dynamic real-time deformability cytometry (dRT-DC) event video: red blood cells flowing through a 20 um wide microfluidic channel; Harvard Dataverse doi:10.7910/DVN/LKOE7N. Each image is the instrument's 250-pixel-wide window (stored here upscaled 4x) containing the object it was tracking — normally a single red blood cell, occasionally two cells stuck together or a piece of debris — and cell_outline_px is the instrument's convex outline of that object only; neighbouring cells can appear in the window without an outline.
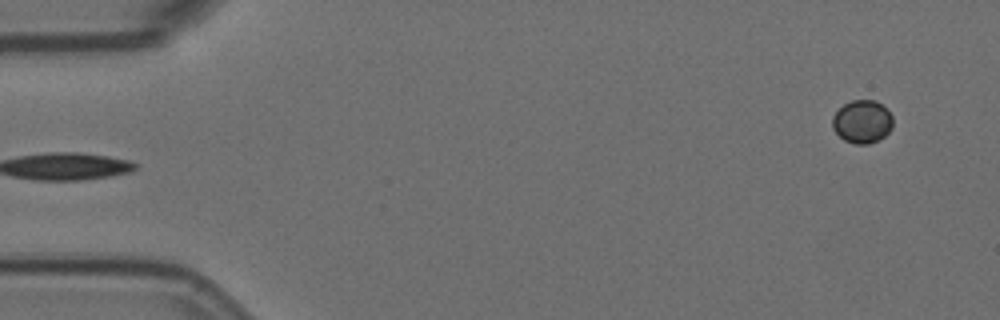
{"species": "Egyptian fruit bat (a non-hibernating species)", "species_latin": "Rousettus aegyptiacus", "temperature_condition": "room temperature", "stored_images_in_passage": 3, "camera_frame_rate_fps": 3000, "um_per_image_px": 0.085, "animal": {"sex": "female"}, "frame": {"image": 1, "passage_image": 3, "time_ms": 0.667, "image_size_px": [1000, 320], "cell_outline_px": [[892, 128], [880, 140], [868, 144], [856, 144], [844, 140], [832, 128], [832, 116], [844, 104], [852, 100], [876, 100], [892, 116]], "centroid_in_image_um": [73.27, 10.35], "position_along_channel_um": 11.7, "area_um2": 15.09}}